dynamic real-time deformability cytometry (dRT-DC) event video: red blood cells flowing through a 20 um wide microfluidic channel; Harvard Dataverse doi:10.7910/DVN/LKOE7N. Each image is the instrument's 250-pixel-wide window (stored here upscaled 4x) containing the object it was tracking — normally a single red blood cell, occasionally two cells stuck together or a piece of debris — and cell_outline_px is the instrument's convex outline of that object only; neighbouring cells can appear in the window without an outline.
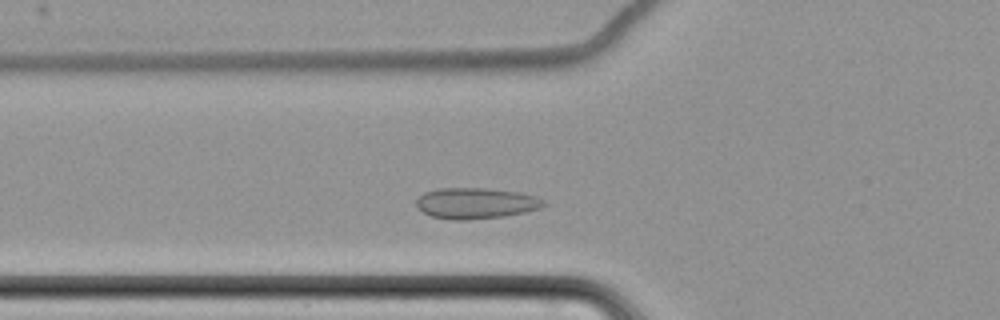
{"species": "common noctule bat (a hibernating species)", "species_latin": "Nyctalus noctula", "temperature_condition": "cold", "stored_images_in_passage": 3, "camera_frame_rate_fps": 3000, "um_per_image_px": 0.085, "animal": {"sex": "female", "body_mass_g": 22.7, "forearm_length_mm": 54.2}, "frame": {"image": 1, "passage_image": 3, "time_ms": 2.333, "image_size_px": [1000, 320], "cell_outline_px": [[548, 204], [540, 208], [524, 212], [504, 216], [468, 220], [452, 220], [432, 216], [424, 212], [416, 204], [416, 200], [424, 192], [440, 188], [484, 188], [520, 192], [536, 196], [544, 200]], "centroid_in_image_um": [40.48, 17.27], "position_along_channel_um": 85.3, "area_um2": 22.95}}